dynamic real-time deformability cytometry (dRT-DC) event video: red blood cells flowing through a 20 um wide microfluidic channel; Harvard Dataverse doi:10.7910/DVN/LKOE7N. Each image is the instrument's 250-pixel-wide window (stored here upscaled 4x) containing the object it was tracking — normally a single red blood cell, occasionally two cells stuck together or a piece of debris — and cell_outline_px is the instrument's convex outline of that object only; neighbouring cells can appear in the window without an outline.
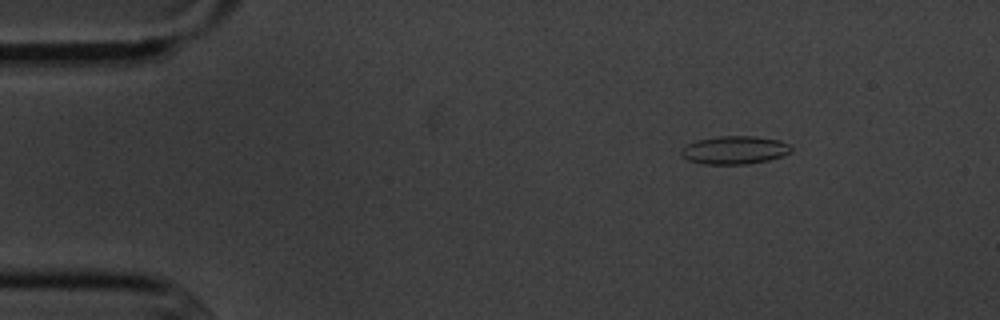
{"species": "common noctule bat (a hibernating species)", "species_latin": "Nyctalus noctula", "temperature_condition": "cold", "stored_images_in_passage": 5, "segment_of_instrument_passage": [2, 2], "camera_frame_rate_fps": 3000, "um_per_image_px": 0.085, "animal": {"sex": "male", "body_mass_g": 20.1, "forearm_length_mm": 53.5}, "frame": {"image": 1, "passage_image": 5, "time_ms": 5.667, "image_size_px": [1000, 320], "cell_outline_px": [[792, 152], [768, 160], [748, 164], [704, 164], [688, 160], [680, 152], [688, 144], [696, 140], [720, 136], [756, 136], [780, 140], [788, 144], [792, 148]], "centroid_in_image_um": [62.47, 12.75], "position_along_channel_um": 22.5, "area_um2": 17.92}}